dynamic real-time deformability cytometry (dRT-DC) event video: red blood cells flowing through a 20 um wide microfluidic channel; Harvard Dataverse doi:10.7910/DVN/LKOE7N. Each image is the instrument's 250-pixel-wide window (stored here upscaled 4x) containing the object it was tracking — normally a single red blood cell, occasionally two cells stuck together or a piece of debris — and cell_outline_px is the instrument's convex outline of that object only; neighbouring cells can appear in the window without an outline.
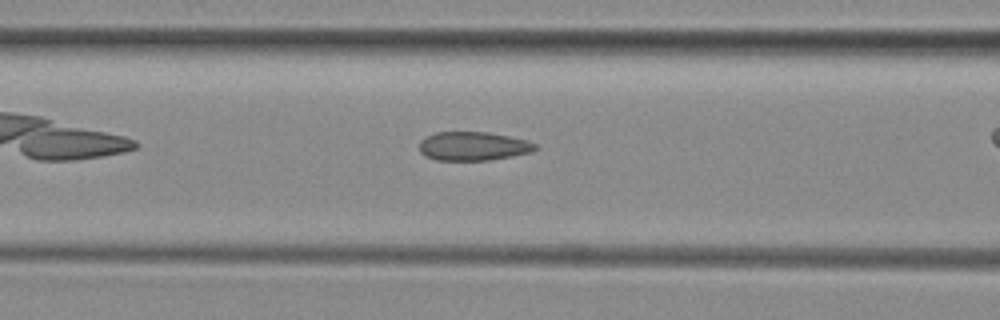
{"species": "common noctule bat (a hibernating species)", "species_latin": "Nyctalus noctula", "temperature_condition": "room temperature", "stored_images_in_passage": 29, "camera_frame_rate_fps": 3000, "um_per_image_px": 0.085, "animal": {"sex": "female", "body_mass_g": 29.2, "forearm_length_mm": 56.3}, "frame": {"image": 1, "passage_image": 9, "time_ms": 2.667, "image_size_px": [1000, 320], "cell_outline_px": [[536, 148], [532, 152], [512, 156], [488, 160], [436, 160], [424, 156], [420, 152], [420, 140], [436, 132], [488, 132], [528, 140], [536, 144]], "centroid_in_image_um": [40.21, 12.42], "position_along_channel_um": 126.4, "area_um2": 19.42}}